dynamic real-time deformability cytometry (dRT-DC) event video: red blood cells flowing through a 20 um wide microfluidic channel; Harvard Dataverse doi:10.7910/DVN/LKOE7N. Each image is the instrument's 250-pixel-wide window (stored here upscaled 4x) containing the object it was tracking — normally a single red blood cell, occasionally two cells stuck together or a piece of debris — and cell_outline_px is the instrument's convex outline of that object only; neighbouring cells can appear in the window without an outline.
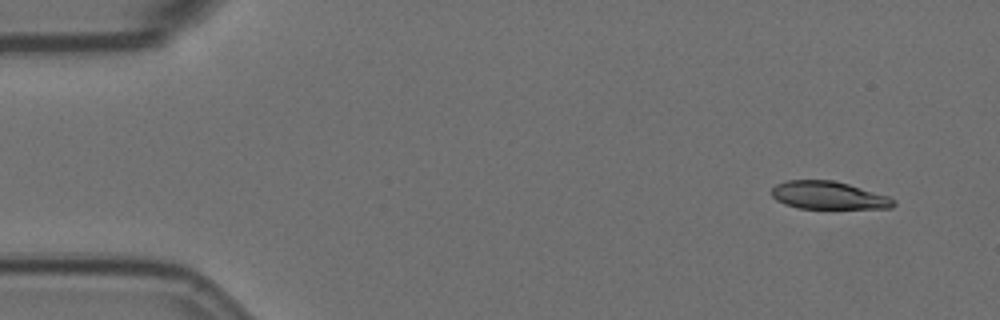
{"species": "Egyptian fruit bat (a non-hibernating species)", "species_latin": "Rousettus aegyptiacus", "temperature_condition": "room temperature", "stored_images_in_passage": 4, "segment_of_instrument_passage": [2, 2], "camera_frame_rate_fps": 3000, "um_per_image_px": 0.085, "animal": {"sex": "female"}, "frame": {"image": 1, "passage_image": 4, "time_ms": 4.333, "image_size_px": [1000, 320], "cell_outline_px": [[896, 204], [892, 208], [800, 208], [784, 204], [776, 200], [772, 196], [772, 188], [776, 184], [784, 180], [832, 180], [848, 184], [888, 196], [896, 200]], "centroid_in_image_um": [70.41, 16.6], "position_along_channel_um": 14.6, "area_um2": 19.71}}